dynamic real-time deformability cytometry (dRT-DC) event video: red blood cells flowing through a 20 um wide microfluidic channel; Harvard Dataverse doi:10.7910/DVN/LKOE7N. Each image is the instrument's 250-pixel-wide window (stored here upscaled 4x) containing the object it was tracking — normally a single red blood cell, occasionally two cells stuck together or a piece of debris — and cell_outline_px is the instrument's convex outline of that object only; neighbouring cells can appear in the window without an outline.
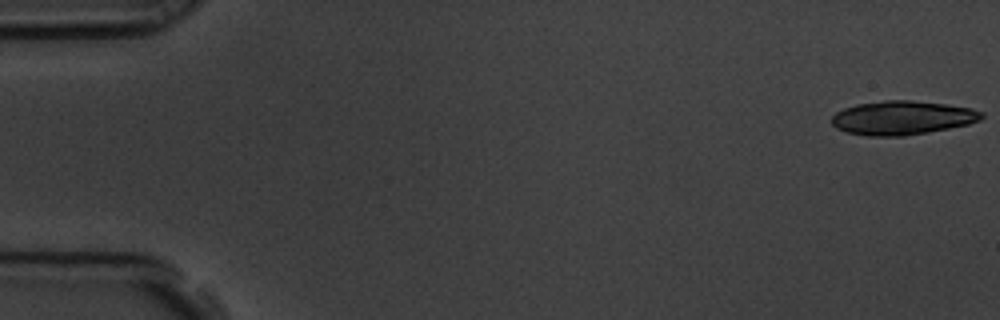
{"species": "common noctule bat (a hibernating species)", "species_latin": "Nyctalus noctula", "temperature_condition": "room temperature", "stored_images_in_passage": 6, "camera_frame_rate_fps": 3000, "um_per_image_px": 0.085, "animal": {"sex": "male", "body_mass_g": 19.5, "forearm_length_mm": 54.6}, "frame": {"image": 1, "passage_image": 1, "time_ms": 0.0, "image_size_px": [1000, 320], "cell_outline_px": [[984, 116], [980, 120], [968, 124], [928, 132], [904, 136], [864, 136], [848, 132], [836, 128], [832, 124], [832, 116], [836, 112], [844, 108], [856, 104], [884, 100], [912, 100], [944, 104], [972, 108], [984, 112]], "centroid_in_image_um": [76.68, 10.01], "position_along_channel_um": 8.3, "area_um2": 29.65}}